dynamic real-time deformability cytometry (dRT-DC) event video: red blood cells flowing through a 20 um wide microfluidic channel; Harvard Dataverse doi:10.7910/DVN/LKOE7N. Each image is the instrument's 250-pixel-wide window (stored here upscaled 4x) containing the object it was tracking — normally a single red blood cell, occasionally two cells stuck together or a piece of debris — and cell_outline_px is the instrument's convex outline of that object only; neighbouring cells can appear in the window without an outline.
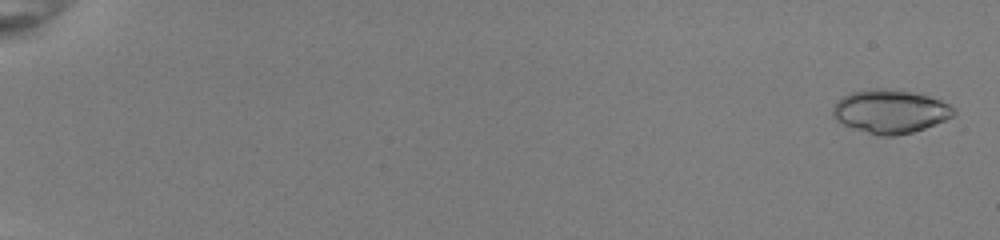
{"species": "common noctule bat (a hibernating species)", "species_latin": "Nyctalus noctula", "temperature_condition": "room temperature", "stored_images_in_passage": 53, "camera_frame_rate_fps": 3000, "um_per_image_px": 0.085, "animal": {"sex": "female", "body_mass_g": 22.0, "forearm_length_mm": 56.7}, "frame": {"image": 1, "passage_image": 2, "time_ms": 0.333, "image_size_px": [1000, 240], "cell_outline_px": [[956, 116], [924, 128], [912, 132], [896, 136], [880, 136], [844, 124], [836, 120], [832, 116], [832, 108], [844, 96], [852, 92], [872, 88], [900, 88], [920, 92], [940, 100], [956, 108]], "centroid_in_image_um": [75.74, 9.44], "position_along_channel_um": 9.3, "area_um2": 30.98}}
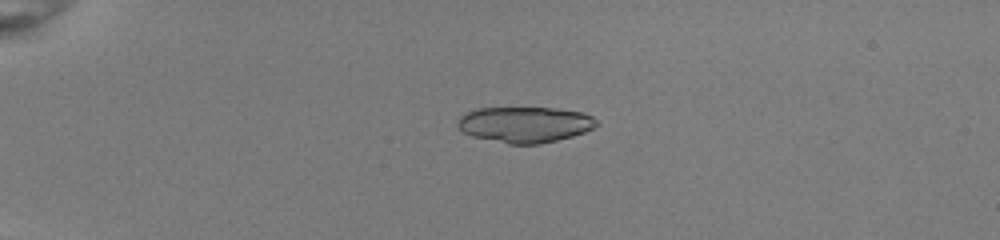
{"frame": {"image": 2, "passage_image": 15, "time_ms": 4.667, "image_size_px": [1000, 240], "cell_outline_px": [[600, 124], [584, 132], [572, 136], [540, 144], [508, 144], [472, 136], [464, 132], [456, 124], [460, 116], [476, 108], [556, 108], [580, 112], [592, 116]], "centroid_in_image_um": [44.61, 10.58], "position_along_channel_um": 40.4, "area_um2": 28.9}}